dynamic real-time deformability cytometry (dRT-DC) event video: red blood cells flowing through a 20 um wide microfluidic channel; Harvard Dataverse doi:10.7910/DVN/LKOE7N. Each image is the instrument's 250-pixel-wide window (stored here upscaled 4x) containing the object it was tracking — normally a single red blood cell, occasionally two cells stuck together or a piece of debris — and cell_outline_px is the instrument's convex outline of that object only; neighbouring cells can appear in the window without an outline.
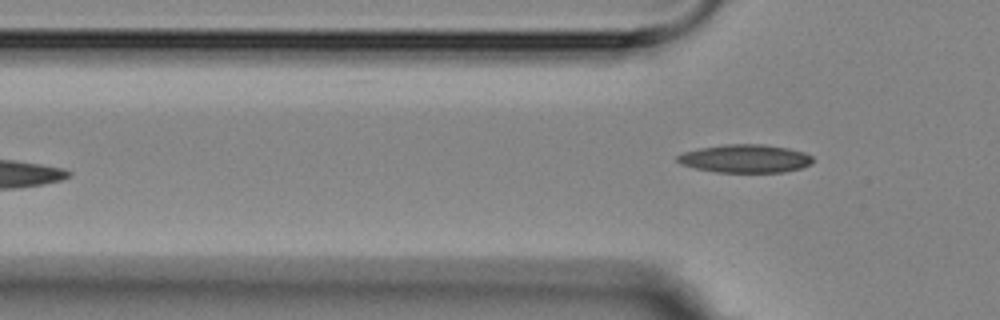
{"species": "Egyptian fruit bat (a non-hibernating species)", "species_latin": "Rousettus aegyptiacus", "temperature_condition": "room temperature", "stored_images_in_passage": 4, "camera_frame_rate_fps": 3000, "um_per_image_px": 0.085, "animal": {"sex": "female"}, "frame": {"image": 1, "passage_image": 4, "time_ms": 4.333, "image_size_px": [1000, 320], "cell_outline_px": [[816, 160], [812, 164], [800, 168], [784, 172], [716, 172], [696, 168], [680, 164], [676, 160], [676, 156], [684, 152], [700, 148], [724, 144], [764, 144], [788, 148], [804, 152], [812, 156]], "centroid_in_image_um": [63.37, 13.48], "position_along_channel_um": 62.4, "area_um2": 22.37}}